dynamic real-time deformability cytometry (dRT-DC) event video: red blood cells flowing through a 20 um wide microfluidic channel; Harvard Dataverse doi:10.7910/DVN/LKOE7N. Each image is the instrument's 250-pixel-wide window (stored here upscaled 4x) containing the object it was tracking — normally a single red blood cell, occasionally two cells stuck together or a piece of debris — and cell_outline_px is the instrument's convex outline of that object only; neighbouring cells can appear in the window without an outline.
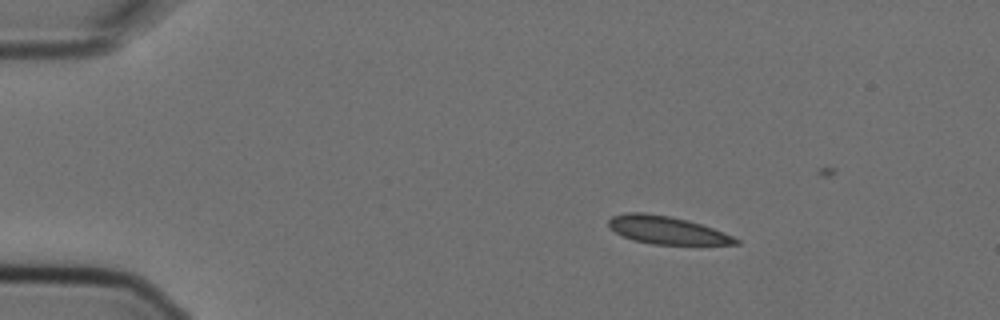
{"species": "Egyptian fruit bat (a non-hibernating species)", "species_latin": "Rousettus aegyptiacus", "temperature_condition": "cold", "stored_images_in_passage": 4, "camera_frame_rate_fps": 3000, "um_per_image_px": 0.085, "animal": {"sex": "female"}, "frame": {"image": 1, "passage_image": 1, "time_ms": 0.0, "image_size_px": [1000, 320], "cell_outline_px": [[740, 244], [652, 244], [632, 240], [616, 232], [608, 224], [608, 220], [612, 216], [624, 212], [644, 212], [668, 216], [688, 220], [712, 228], [732, 236], [740, 240]], "centroid_in_image_um": [56.65, 19.55], "position_along_channel_um": 28.4, "area_um2": 20.35}}